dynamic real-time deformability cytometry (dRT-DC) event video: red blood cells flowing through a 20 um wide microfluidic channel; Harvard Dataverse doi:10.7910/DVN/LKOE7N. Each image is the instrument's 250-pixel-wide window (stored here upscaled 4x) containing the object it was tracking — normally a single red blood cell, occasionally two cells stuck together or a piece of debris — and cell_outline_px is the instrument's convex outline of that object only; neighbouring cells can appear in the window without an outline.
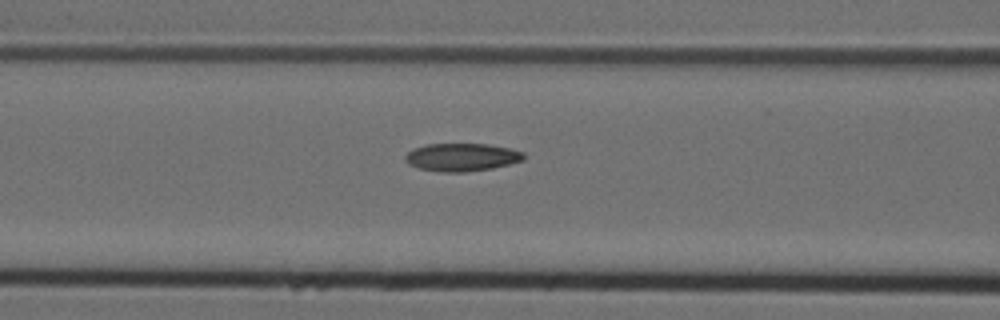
{"species": "Egyptian fruit bat (a non-hibernating species)", "species_latin": "Rousettus aegyptiacus", "temperature_condition": "cold", "stored_images_in_passage": 6, "camera_frame_rate_fps": 3000, "um_per_image_px": 0.085, "animal": {"sex": "female"}, "frame": {"image": 1, "passage_image": 6, "time_ms": 1.667, "image_size_px": [1000, 320], "cell_outline_px": [[524, 160], [492, 168], [464, 172], [440, 172], [420, 168], [408, 164], [404, 160], [404, 156], [412, 148], [424, 144], [488, 144], [508, 148], [524, 152]], "centroid_in_image_um": [39.21, 13.36], "position_along_channel_um": 127.4, "area_um2": 19.31}}